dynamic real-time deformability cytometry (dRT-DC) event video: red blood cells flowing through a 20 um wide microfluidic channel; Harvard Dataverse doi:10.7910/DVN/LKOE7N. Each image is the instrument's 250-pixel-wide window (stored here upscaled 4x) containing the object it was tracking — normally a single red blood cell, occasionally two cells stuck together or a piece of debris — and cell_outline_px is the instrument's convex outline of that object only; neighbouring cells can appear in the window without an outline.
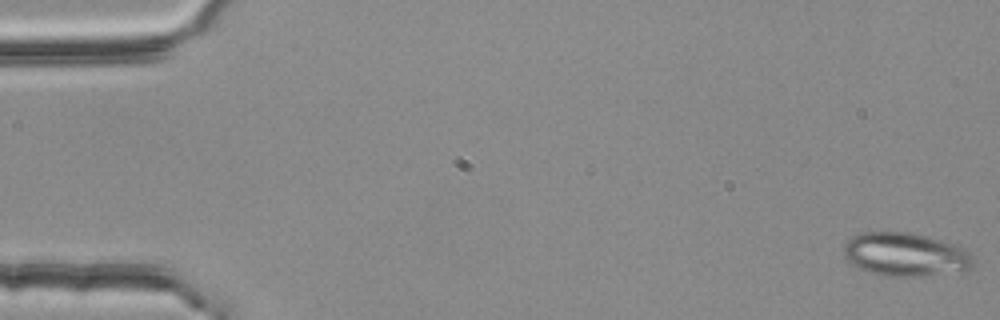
{"species": "common noctule bat (a hibernating species)", "species_latin": "Nyctalus noctula", "temperature_condition": "room temperature", "stored_images_in_passage": 41, "segment_of_instrument_passage": [1, 3], "camera_frame_rate_fps": 3000, "um_per_image_px": 0.085, "animal": {"sex": "female", "body_mass_g": 25.1}, "frame": {"image": 1, "passage_image": 1, "time_ms": 0.0, "image_size_px": [1000, 320], "cell_outline_px": [[976, 260], [972, 268], [920, 276], [880, 276], [868, 272], [852, 264], [844, 256], [844, 244], [852, 236], [864, 232], [908, 232], [928, 236], [952, 244], [968, 252]], "centroid_in_image_um": [76.91, 21.63], "position_along_channel_um": 8.1, "area_um2": 32.54}}